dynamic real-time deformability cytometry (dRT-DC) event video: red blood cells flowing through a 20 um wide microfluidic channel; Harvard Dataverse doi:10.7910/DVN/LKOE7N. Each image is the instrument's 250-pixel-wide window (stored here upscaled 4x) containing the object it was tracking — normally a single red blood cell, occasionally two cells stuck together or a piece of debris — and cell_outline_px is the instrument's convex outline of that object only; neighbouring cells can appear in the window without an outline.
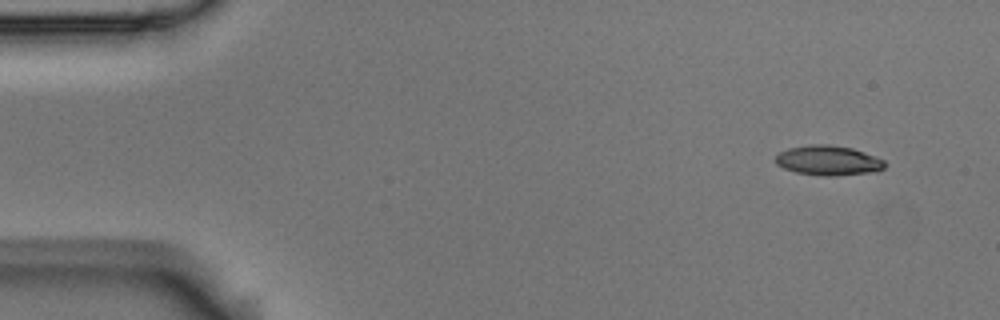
{"species": "Egyptian fruit bat (a non-hibernating species)", "species_latin": "Rousettus aegyptiacus", "temperature_condition": "room temperature", "stored_images_in_passage": 4, "camera_frame_rate_fps": 3000, "um_per_image_px": 0.085, "animal": {"sex": "male"}, "frame": {"image": 1, "passage_image": 1, "time_ms": 0.0, "image_size_px": [1000, 320], "cell_outline_px": [[888, 164], [884, 168], [876, 172], [832, 176], [824, 176], [796, 172], [784, 168], [776, 164], [776, 156], [780, 152], [788, 148], [816, 144], [828, 144], [852, 148], [876, 156], [884, 160]], "centroid_in_image_um": [70.45, 13.64], "position_along_channel_um": 14.5, "area_um2": 19.02}}
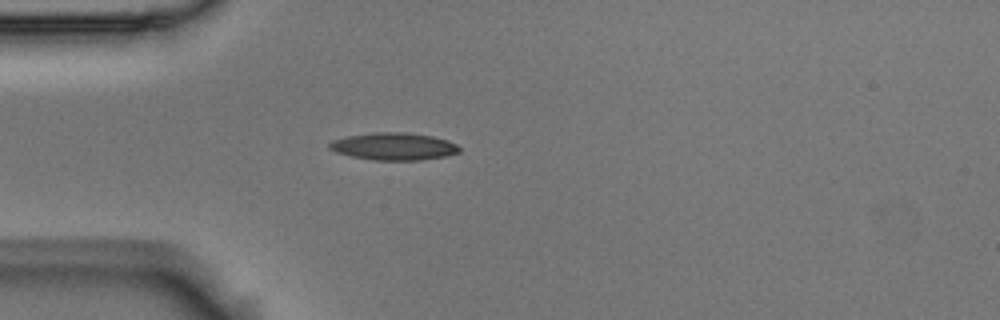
{"frame": {"image": 2, "passage_image": 4, "time_ms": 1.0, "image_size_px": [1000, 320], "cell_outline_px": [[460, 152], [444, 156], [420, 160], [372, 160], [352, 156], [336, 152], [328, 148], [328, 144], [332, 140], [348, 136], [372, 132], [404, 132], [432, 136], [448, 140], [456, 144], [460, 148]], "centroid_in_image_um": [33.46, 12.44], "position_along_channel_um": 51.5, "area_um2": 20.69}}